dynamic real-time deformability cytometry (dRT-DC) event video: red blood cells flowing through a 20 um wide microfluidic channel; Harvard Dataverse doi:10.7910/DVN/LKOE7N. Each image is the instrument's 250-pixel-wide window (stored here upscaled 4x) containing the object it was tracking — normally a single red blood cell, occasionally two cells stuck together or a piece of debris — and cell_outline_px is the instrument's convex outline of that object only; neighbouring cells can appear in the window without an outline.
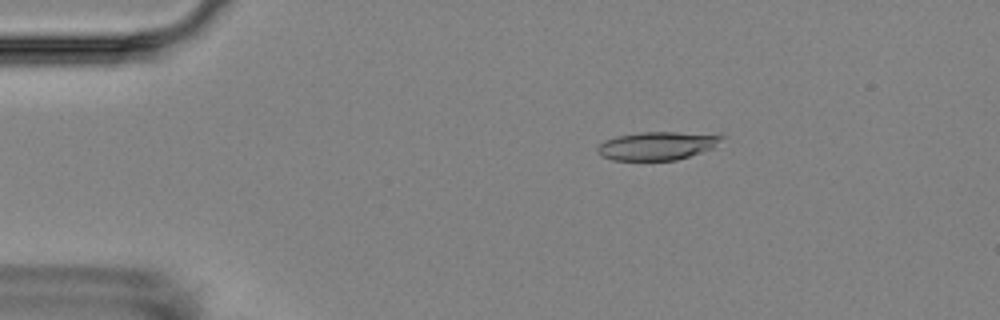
{"species": "Egyptian fruit bat (a non-hibernating species)", "species_latin": "Rousettus aegyptiacus", "temperature_condition": "room temperature", "stored_images_in_passage": 5, "camera_frame_rate_fps": 3000, "um_per_image_px": 0.085, "animal": {"sex": "female"}, "frame": {"image": 1, "passage_image": 2, "time_ms": 2.0, "image_size_px": [1000, 320], "cell_outline_px": [[724, 136], [712, 148], [676, 160], [612, 160], [600, 156], [596, 152], [596, 148], [604, 140], [616, 136], [640, 132], [720, 132]], "centroid_in_image_um": [55.87, 12.37], "position_along_channel_um": 29.1, "area_um2": 20.81}}
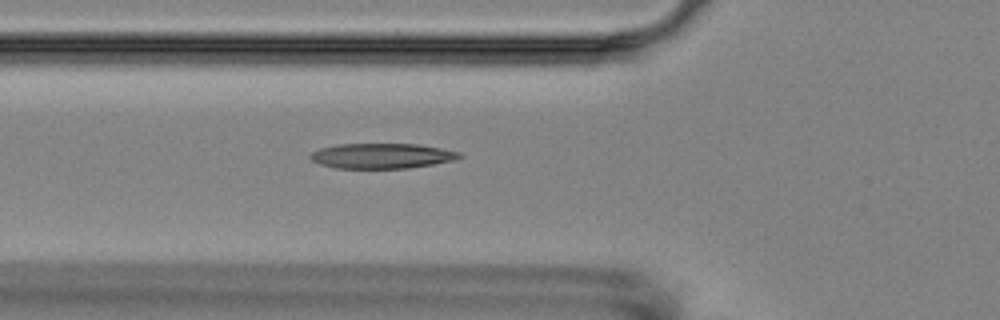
{"frame": {"image": 2, "passage_image": 5, "time_ms": 5.333, "image_size_px": [1000, 320], "cell_outline_px": [[464, 156], [456, 160], [408, 168], [336, 168], [320, 164], [312, 160], [308, 156], [312, 152], [320, 148], [336, 144], [416, 144], [440, 148], [460, 152]], "centroid_in_image_um": [32.45, 13.25], "position_along_channel_um": 93.3, "area_um2": 21.85}}